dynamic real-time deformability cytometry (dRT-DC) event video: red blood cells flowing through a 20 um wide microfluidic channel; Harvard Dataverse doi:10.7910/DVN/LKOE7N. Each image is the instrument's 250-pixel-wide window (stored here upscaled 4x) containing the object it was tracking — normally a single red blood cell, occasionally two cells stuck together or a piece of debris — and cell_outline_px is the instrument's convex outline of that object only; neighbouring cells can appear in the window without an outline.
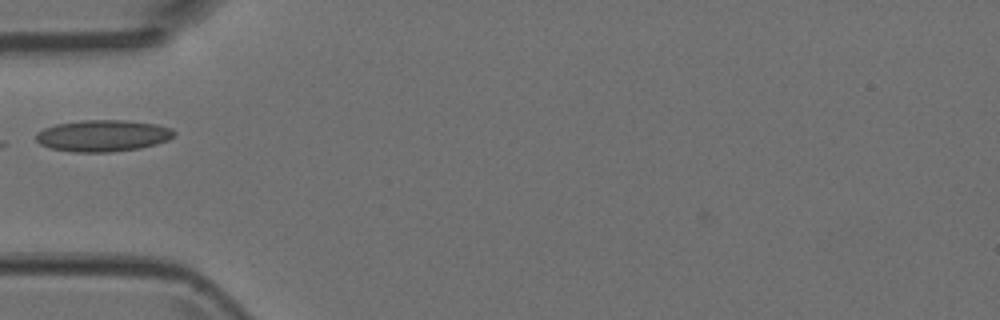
{"species": "Egyptian fruit bat (a non-hibernating species)", "species_latin": "Rousettus aegyptiacus", "temperature_condition": "room temperature", "stored_images_in_passage": 1, "camera_frame_rate_fps": 3000, "um_per_image_px": 0.085, "animal": {"sex": "female"}, "frame": {"image": 1, "passage_image": 1, "time_ms": 0.0, "image_size_px": [1000, 320], "cell_outline_px": [[176, 132], [168, 140], [156, 144], [140, 148], [112, 152], [72, 152], [48, 148], [40, 144], [36, 140], [36, 132], [44, 128], [56, 124], [80, 120], [124, 120], [156, 124], [172, 128]], "centroid_in_image_um": [8.72, 11.54], "position_along_channel_um": 76.3, "area_um2": 25.61}}